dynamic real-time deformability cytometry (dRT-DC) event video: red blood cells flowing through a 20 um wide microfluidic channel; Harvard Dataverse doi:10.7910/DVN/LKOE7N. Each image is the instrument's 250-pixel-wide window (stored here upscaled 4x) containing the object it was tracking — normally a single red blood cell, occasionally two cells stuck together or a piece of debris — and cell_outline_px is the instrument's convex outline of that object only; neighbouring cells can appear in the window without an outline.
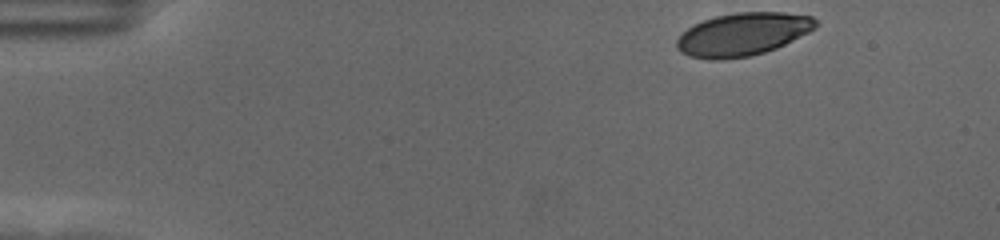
{"species": "human", "species_latin": "Homo sapiens", "temperature_condition": "cold", "stored_images_in_passage": 52, "camera_frame_rate_fps": 3000, "um_per_image_px": 0.085, "donor": {"sex": "female"}, "frame": {"image": 1, "passage_image": 1, "time_ms": 0.0, "image_size_px": [1000, 240], "cell_outline_px": [[816, 28], [776, 48], [764, 52], [748, 56], [716, 60], [712, 60], [688, 56], [680, 52], [676, 48], [676, 40], [688, 28], [704, 20], [716, 16], [736, 12], [784, 12], [812, 16], [816, 20]], "centroid_in_image_um": [63.12, 2.91], "position_along_channel_um": 21.9, "area_um2": 34.51}}
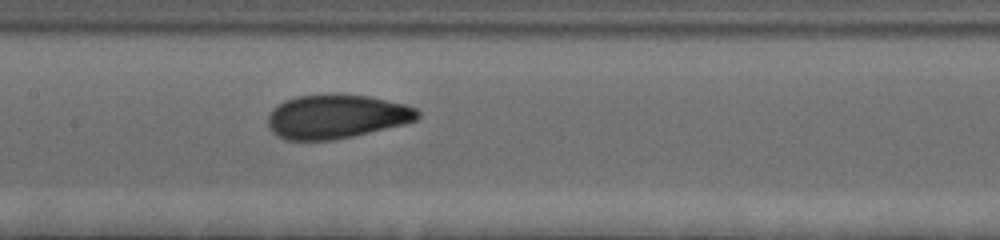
{"frame": {"image": 2, "passage_image": 23, "time_ms": 7.333, "image_size_px": [1000, 240], "cell_outline_px": [[420, 116], [416, 120], [404, 124], [352, 136], [332, 140], [284, 140], [276, 136], [268, 128], [268, 116], [272, 108], [284, 100], [296, 96], [332, 92], [340, 92], [368, 96], [404, 104], [416, 108], [420, 112]], "centroid_in_image_um": [28.55, 9.88], "position_along_channel_um": 178.8, "area_um2": 39.02}}
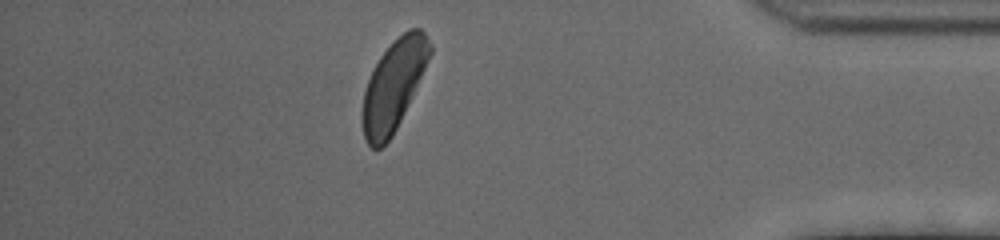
{"frame": {"image": 3, "passage_image": 45, "time_ms": 14.667, "image_size_px": [1000, 240], "cell_outline_px": [[432, 52], [412, 96], [392, 136], [380, 148], [372, 148], [368, 144], [364, 136], [360, 120], [360, 112], [364, 92], [368, 80], [380, 56], [408, 28], [420, 28], [424, 32], [432, 44]], "centroid_in_image_um": [33.43, 7.27], "position_along_channel_um": 401.8, "area_um2": 34.97}, "authors_computed_cell_mechanics": {"area_um2": 36.6163, "velocity_mm_per_s": 3.5009, "shape_relaxation_time_tau1_ms": 3.2752, "shape_relaxation_time_tau2_ms": null, "deformation_change_tau1": 0.1555, "deformation_change_tau2": null}}